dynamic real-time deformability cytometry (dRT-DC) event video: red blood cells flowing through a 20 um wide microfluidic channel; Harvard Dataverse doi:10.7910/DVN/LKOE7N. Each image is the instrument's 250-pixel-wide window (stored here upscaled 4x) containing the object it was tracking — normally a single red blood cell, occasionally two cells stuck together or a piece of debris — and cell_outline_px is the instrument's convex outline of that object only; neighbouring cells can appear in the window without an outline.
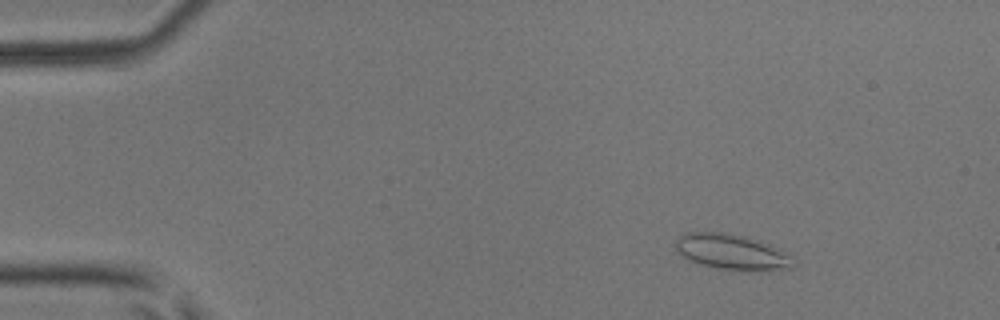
{"species": "common noctule bat (a hibernating species)", "species_latin": "Nyctalus noctula", "temperature_condition": "room temperature", "stored_images_in_passage": 51, "camera_frame_rate_fps": 3000, "um_per_image_px": 0.085, "animal": {"sex": "male", "body_mass_g": 17.9, "forearm_length_mm": 54.2}, "frame": {"image": 1, "passage_image": 8, "time_ms": 2.333, "image_size_px": [1000, 320], "cell_outline_px": [[796, 268], [768, 272], [720, 268], [688, 260], [676, 248], [676, 240], [680, 236], [688, 232], [724, 232], [748, 236], [772, 244], [780, 248], [792, 256], [796, 264]], "centroid_in_image_um": [62.36, 21.42], "position_along_channel_um": 22.6, "area_um2": 24.8}}
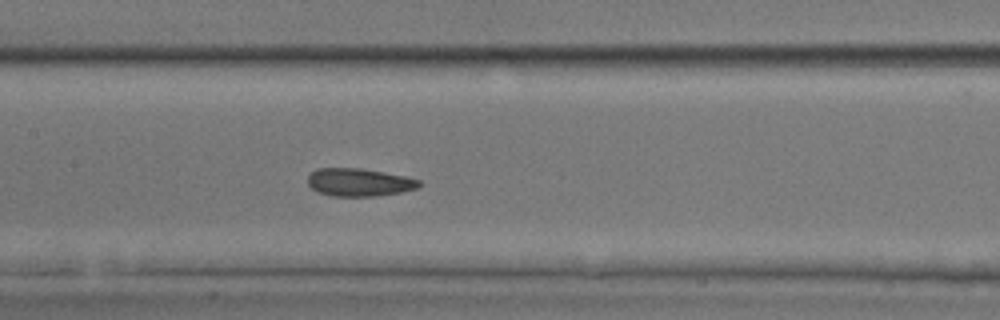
{"frame": {"image": 2, "passage_image": 26, "time_ms": 8.333, "image_size_px": [1000, 320], "cell_outline_px": [[420, 184], [416, 188], [400, 192], [376, 196], [332, 196], [316, 192], [308, 184], [308, 176], [316, 168], [360, 168], [384, 172], [404, 176], [420, 180]], "centroid_in_image_um": [30.48, 15.49], "position_along_channel_um": 176.9, "area_um2": 18.03}}
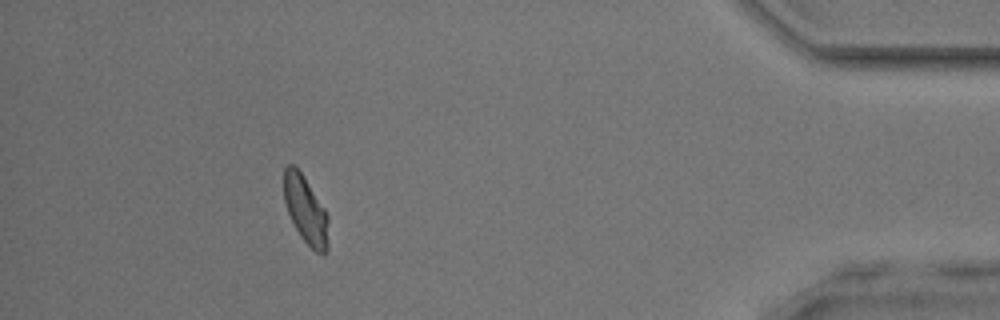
{"frame": {"image": 3, "passage_image": 47, "time_ms": 15.333, "image_size_px": [1000, 320], "cell_outline_px": [[328, 248], [324, 252], [316, 252], [300, 236], [288, 212], [284, 200], [284, 168], [288, 164], [292, 164], [300, 172], [324, 208], [328, 216]], "centroid_in_image_um": [25.98, 17.85], "position_along_channel_um": 409.2, "area_um2": 17.05}}